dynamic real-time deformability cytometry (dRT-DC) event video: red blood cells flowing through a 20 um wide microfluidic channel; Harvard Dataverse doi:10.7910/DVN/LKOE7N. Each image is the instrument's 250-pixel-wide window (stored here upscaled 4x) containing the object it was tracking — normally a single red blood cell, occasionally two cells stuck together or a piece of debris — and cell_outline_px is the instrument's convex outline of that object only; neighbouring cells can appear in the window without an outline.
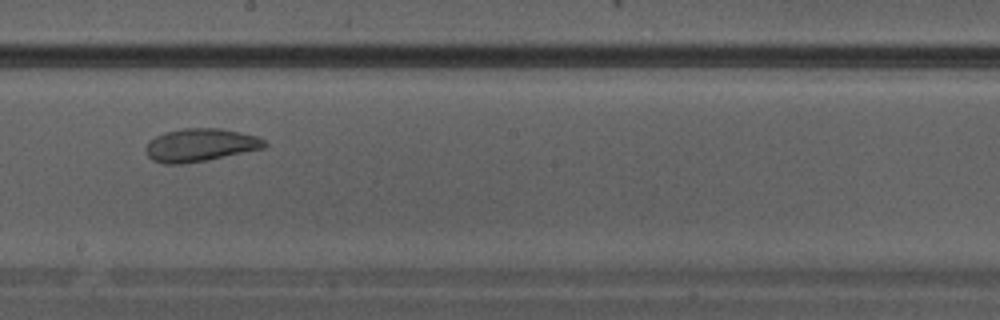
{"species": "Egyptian fruit bat (a non-hibernating species)", "species_latin": "Rousettus aegyptiacus", "temperature_condition": "warm", "stored_images_in_passage": 12, "camera_frame_rate_fps": 3000, "um_per_image_px": 0.085, "animal": {"sex": "male"}, "frame": {"image": 1, "passage_image": 9, "time_ms": 2.667, "image_size_px": [1000, 320], "cell_outline_px": [[268, 144], [264, 148], [208, 160], [184, 164], [164, 164], [152, 160], [148, 156], [144, 148], [148, 140], [156, 136], [180, 128], [220, 128], [256, 136], [264, 140]], "centroid_in_image_um": [16.99, 12.34], "position_along_channel_um": 231.2, "area_um2": 22.89}}